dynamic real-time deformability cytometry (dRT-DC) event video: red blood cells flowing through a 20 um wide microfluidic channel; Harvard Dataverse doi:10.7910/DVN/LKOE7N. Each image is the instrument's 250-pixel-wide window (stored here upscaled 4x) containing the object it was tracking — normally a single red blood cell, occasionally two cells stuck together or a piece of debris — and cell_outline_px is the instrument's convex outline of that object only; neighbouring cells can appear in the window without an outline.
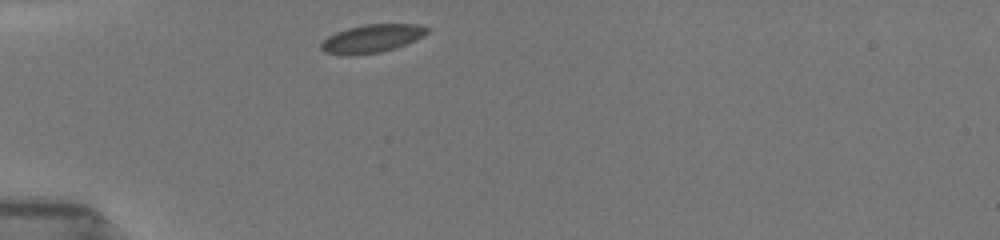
{"species": "common noctule bat (a hibernating species)", "species_latin": "Nyctalus noctula", "temperature_condition": "room temperature", "stored_images_in_passage": 12, "camera_frame_rate_fps": 3000, "um_per_image_px": 0.085, "animal": {"sex": "female", "body_mass_g": 19.5, "forearm_length_mm": 54.1}, "frame": {"image": 1, "passage_image": 1, "time_ms": 0.0, "image_size_px": [1000, 240], "cell_outline_px": [[428, 32], [424, 36], [396, 48], [380, 52], [348, 56], [324, 52], [320, 48], [320, 44], [328, 36], [336, 32], [348, 28], [364, 24], [420, 24], [428, 28]], "centroid_in_image_um": [31.6, 3.28], "position_along_channel_um": 53.4, "area_um2": 17.46}}
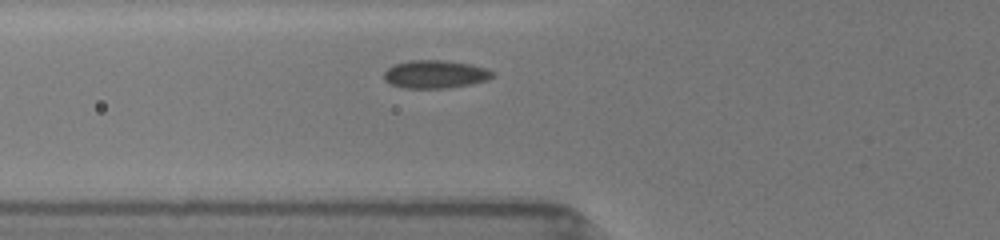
{"frame": {"image": 2, "passage_image": 6, "time_ms": 1.333, "image_size_px": [1000, 240], "cell_outline_px": [[492, 76], [488, 80], [472, 84], [448, 88], [400, 88], [384, 80], [384, 72], [392, 64], [408, 60], [448, 60], [472, 64], [488, 68], [492, 72]], "centroid_in_image_um": [36.98, 6.3], "position_along_channel_um": 88.8, "area_um2": 18.03}}
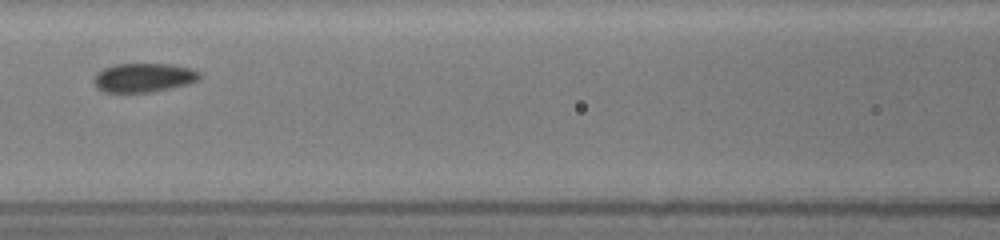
{"frame": {"image": 3, "passage_image": 11, "time_ms": 3.0, "image_size_px": [1000, 240], "cell_outline_px": [[200, 80], [188, 84], [172, 88], [152, 92], [104, 92], [96, 88], [92, 80], [96, 72], [112, 64], [172, 64], [188, 68], [200, 72]], "centroid_in_image_um": [12.18, 6.6], "position_along_channel_um": 154.4, "area_um2": 18.09}}